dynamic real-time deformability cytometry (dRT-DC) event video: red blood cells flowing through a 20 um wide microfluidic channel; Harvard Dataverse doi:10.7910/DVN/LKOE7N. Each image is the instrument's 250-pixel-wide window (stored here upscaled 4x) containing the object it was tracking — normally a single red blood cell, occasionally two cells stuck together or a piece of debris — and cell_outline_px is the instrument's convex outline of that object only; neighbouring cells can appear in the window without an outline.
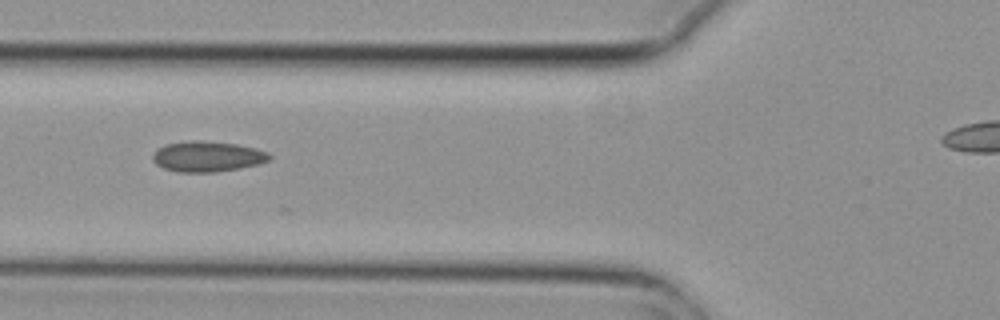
{"species": "common noctule bat (a hibernating species)", "species_latin": "Nyctalus noctula", "temperature_condition": "cold", "stored_images_in_passage": 7, "camera_frame_rate_fps": 3000, "um_per_image_px": 0.085, "animal": {"sex": "female", "body_mass_g": 29.2, "forearm_length_mm": 56.3}, "frame": {"image": 1, "passage_image": 6, "time_ms": 1.667, "image_size_px": [1000, 320], "cell_outline_px": [[272, 156], [268, 160], [256, 164], [240, 168], [216, 172], [176, 172], [164, 168], [156, 164], [152, 160], [152, 156], [164, 144], [192, 140], [200, 140], [236, 144], [256, 148], [268, 152]], "centroid_in_image_um": [17.62, 13.3], "position_along_channel_um": 108.2, "area_um2": 20.69}}
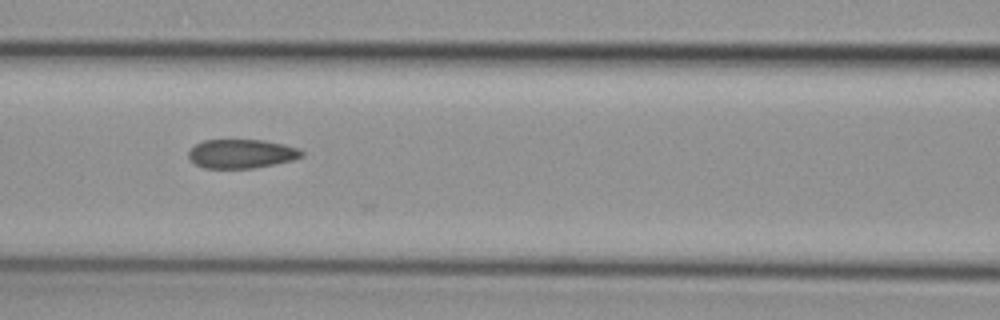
{"frame": {"image": 2, "passage_image": 7, "time_ms": 2.0, "image_size_px": [1000, 320], "cell_outline_px": [[304, 156], [292, 160], [276, 164], [252, 168], [204, 168], [196, 164], [188, 156], [188, 152], [196, 144], [204, 140], [264, 140], [284, 144], [300, 148], [304, 152]], "centroid_in_image_um": [20.57, 13.06], "position_along_channel_um": 146.0, "area_um2": 19.13}}